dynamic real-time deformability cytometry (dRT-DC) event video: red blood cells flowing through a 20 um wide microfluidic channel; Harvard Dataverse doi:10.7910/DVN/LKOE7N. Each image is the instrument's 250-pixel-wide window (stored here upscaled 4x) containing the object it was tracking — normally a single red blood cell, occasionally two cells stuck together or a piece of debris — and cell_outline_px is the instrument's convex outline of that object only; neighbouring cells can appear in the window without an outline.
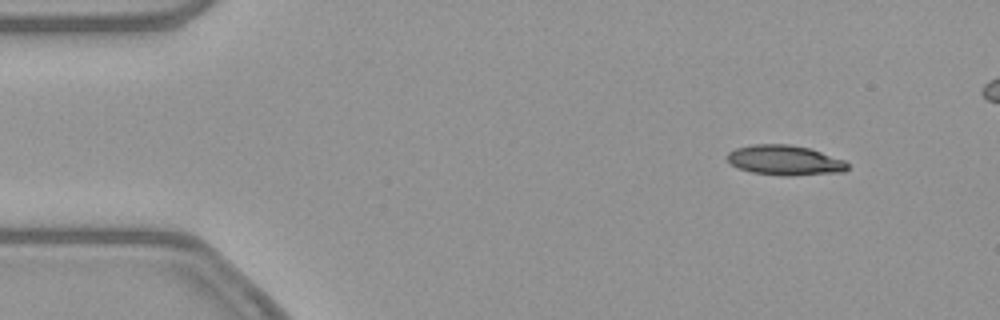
{"species": "common noctule bat (a hibernating species)", "species_latin": "Nyctalus noctula", "temperature_condition": "warm", "stored_images_in_passage": 49, "camera_frame_rate_fps": 3000, "um_per_image_px": 0.085, "animal": {"sex": "female", "body_mass_g": 21.9}, "frame": {"image": 1, "passage_image": 5, "time_ms": 1.333, "image_size_px": [1000, 320], "cell_outline_px": [[848, 168], [844, 172], [792, 176], [780, 176], [752, 172], [740, 168], [732, 164], [728, 160], [728, 152], [736, 148], [752, 144], [788, 144], [808, 148], [844, 160], [848, 164]], "centroid_in_image_um": [66.72, 13.63], "position_along_channel_um": 18.3, "area_um2": 20.92}}
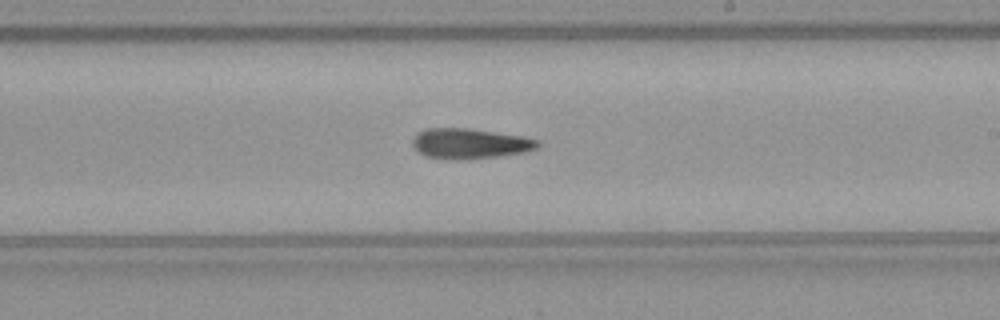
{"frame": {"image": 2, "passage_image": 30, "time_ms": 9.667, "image_size_px": [1000, 320], "cell_outline_px": [[540, 144], [536, 148], [524, 152], [500, 156], [468, 160], [448, 160], [424, 156], [412, 144], [412, 140], [416, 132], [428, 128], [468, 128], [520, 136], [540, 140]], "centroid_in_image_um": [39.9, 12.22], "position_along_channel_um": 249.1, "area_um2": 22.25}}
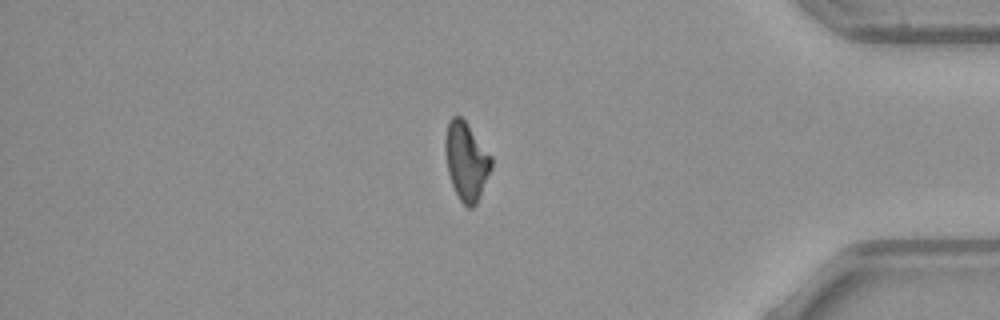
{"frame": {"image": 3, "passage_image": 44, "time_ms": 14.333, "image_size_px": [1000, 320], "cell_outline_px": [[492, 168], [476, 204], [472, 208], [468, 208], [460, 200], [452, 184], [448, 172], [444, 148], [444, 140], [448, 120], [452, 116], [460, 116], [464, 120], [492, 156]], "centroid_in_image_um": [39.62, 13.68], "position_along_channel_um": 395.6, "area_um2": 20.92}}